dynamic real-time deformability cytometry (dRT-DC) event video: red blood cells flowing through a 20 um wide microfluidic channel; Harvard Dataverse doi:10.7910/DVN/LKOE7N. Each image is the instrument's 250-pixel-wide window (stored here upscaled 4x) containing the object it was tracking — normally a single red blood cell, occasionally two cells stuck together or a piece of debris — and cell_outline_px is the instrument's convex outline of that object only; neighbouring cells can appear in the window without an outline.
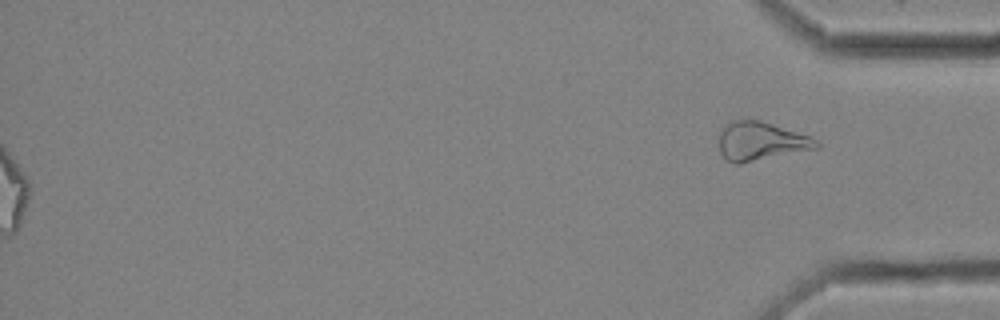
{"species": "common noctule bat (a hibernating species)", "species_latin": "Nyctalus noctula", "temperature_condition": "cold", "stored_images_in_passage": 46, "segment_of_instrument_passage": [2, 2], "camera_frame_rate_fps": 3000, "um_per_image_px": 0.085, "animal": {"sex": "female", "body_mass_g": 25.1}, "frame": {"image": 1, "passage_image": 46, "time_ms": 15.0, "image_size_px": [1000, 320], "cell_outline_px": [[820, 148], [740, 164], [732, 164], [720, 152], [720, 132], [732, 120], [760, 120], [808, 136], [816, 140], [820, 144]], "centroid_in_image_um": [64.68, 12.03], "position_along_channel_um": 370.5, "area_um2": 21.68}}